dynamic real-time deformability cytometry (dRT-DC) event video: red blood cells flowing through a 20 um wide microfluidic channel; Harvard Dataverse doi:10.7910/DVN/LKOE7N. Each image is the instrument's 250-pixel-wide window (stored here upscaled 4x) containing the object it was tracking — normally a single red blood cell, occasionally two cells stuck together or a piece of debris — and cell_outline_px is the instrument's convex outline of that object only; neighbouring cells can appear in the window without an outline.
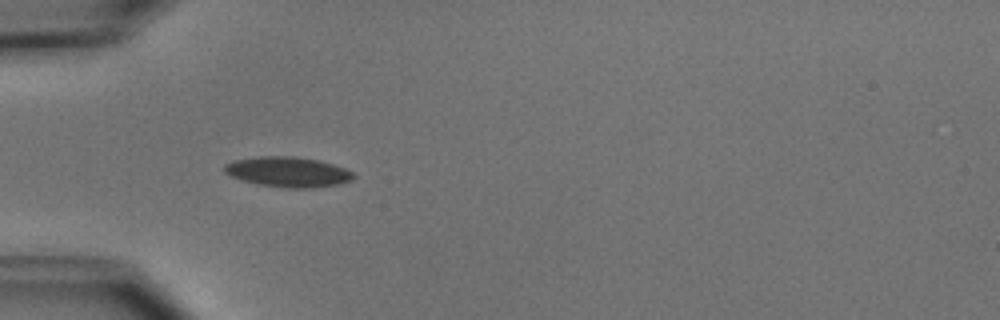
{"species": "common noctule bat (a hibernating species)", "species_latin": "Nyctalus noctula", "temperature_condition": "cold", "stored_images_in_passage": 3, "camera_frame_rate_fps": 3000, "um_per_image_px": 0.085, "animal": {"sex": "male", "body_mass_g": 15.6}, "frame": {"image": 1, "passage_image": 2, "time_ms": 4.0, "image_size_px": [1000, 320], "cell_outline_px": [[356, 176], [340, 184], [312, 188], [288, 188], [260, 184], [244, 180], [232, 176], [224, 172], [224, 164], [232, 160], [260, 156], [296, 156], [320, 160], [344, 168], [352, 172]], "centroid_in_image_um": [24.47, 14.6], "position_along_channel_um": 60.5, "area_um2": 22.6}}